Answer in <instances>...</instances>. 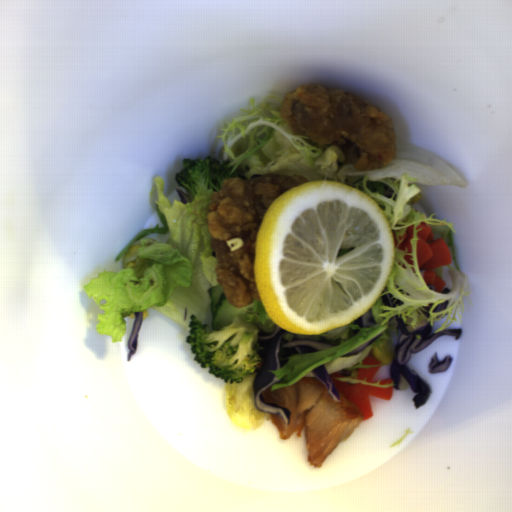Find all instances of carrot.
<instances>
[{
  "instance_id": "cead05ca",
  "label": "carrot",
  "mask_w": 512,
  "mask_h": 512,
  "mask_svg": "<svg viewBox=\"0 0 512 512\" xmlns=\"http://www.w3.org/2000/svg\"><path fill=\"white\" fill-rule=\"evenodd\" d=\"M335 388L338 392L344 394L351 402H353L362 413V420L371 419L374 416L370 397H376L386 401L393 398L394 387H375L365 384H350L338 380L343 378L338 372L329 374Z\"/></svg>"
},
{
  "instance_id": "07d2c1c8",
  "label": "carrot",
  "mask_w": 512,
  "mask_h": 512,
  "mask_svg": "<svg viewBox=\"0 0 512 512\" xmlns=\"http://www.w3.org/2000/svg\"><path fill=\"white\" fill-rule=\"evenodd\" d=\"M381 366L377 367H369V368H359L356 373L357 380L366 379L367 383H377L378 380H375V376L377 375Z\"/></svg>"
},
{
  "instance_id": "79d8ee17",
  "label": "carrot",
  "mask_w": 512,
  "mask_h": 512,
  "mask_svg": "<svg viewBox=\"0 0 512 512\" xmlns=\"http://www.w3.org/2000/svg\"><path fill=\"white\" fill-rule=\"evenodd\" d=\"M362 365H381L380 361L371 355H368L362 360Z\"/></svg>"
},
{
  "instance_id": "b8716197",
  "label": "carrot",
  "mask_w": 512,
  "mask_h": 512,
  "mask_svg": "<svg viewBox=\"0 0 512 512\" xmlns=\"http://www.w3.org/2000/svg\"><path fill=\"white\" fill-rule=\"evenodd\" d=\"M418 240L416 241V253L418 270H425L423 279L427 286L433 285L435 292L442 293L446 282L439 278L436 269L452 263L451 252L444 238L435 240L433 228L423 221L416 227Z\"/></svg>"
},
{
  "instance_id": "abdcd85c",
  "label": "carrot",
  "mask_w": 512,
  "mask_h": 512,
  "mask_svg": "<svg viewBox=\"0 0 512 512\" xmlns=\"http://www.w3.org/2000/svg\"><path fill=\"white\" fill-rule=\"evenodd\" d=\"M403 258H404V260H405L408 264H410V265H412V264H413V261L411 260V259H413V256H412V255H407V254H406V255H404V256H403Z\"/></svg>"
},
{
  "instance_id": "1c9b5961",
  "label": "carrot",
  "mask_w": 512,
  "mask_h": 512,
  "mask_svg": "<svg viewBox=\"0 0 512 512\" xmlns=\"http://www.w3.org/2000/svg\"><path fill=\"white\" fill-rule=\"evenodd\" d=\"M392 235V241H393V247L398 248L399 250H403L406 248L407 253H412V246L410 243V240L413 239L414 236V225H409L403 236H399V239L401 240V243L398 244L399 240H397L396 232L391 231Z\"/></svg>"
},
{
  "instance_id": "46ec933d",
  "label": "carrot",
  "mask_w": 512,
  "mask_h": 512,
  "mask_svg": "<svg viewBox=\"0 0 512 512\" xmlns=\"http://www.w3.org/2000/svg\"><path fill=\"white\" fill-rule=\"evenodd\" d=\"M393 382V378H383L379 383L380 385H387V384H391Z\"/></svg>"
}]
</instances>
